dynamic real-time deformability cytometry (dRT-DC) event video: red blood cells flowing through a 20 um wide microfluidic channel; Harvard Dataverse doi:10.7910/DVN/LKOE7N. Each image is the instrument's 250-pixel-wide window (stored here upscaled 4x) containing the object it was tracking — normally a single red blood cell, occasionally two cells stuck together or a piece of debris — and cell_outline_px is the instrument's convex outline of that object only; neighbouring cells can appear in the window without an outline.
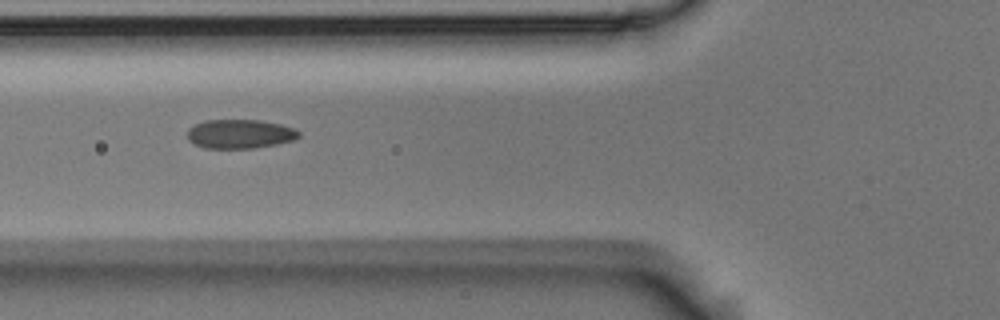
{"species": "Egyptian fruit bat (a non-hibernating species)", "species_latin": "Rousettus aegyptiacus", "temperature_condition": "room temperature", "stored_images_in_passage": 5, "camera_frame_rate_fps": 3000, "um_per_image_px": 0.085, "animal": {"sex": "male"}, "frame": {"image": 1, "passage_image": 2, "time_ms": 0.333, "image_size_px": [1000, 320], "cell_outline_px": [[300, 136], [292, 140], [276, 144], [252, 148], [204, 148], [188, 140], [188, 128], [204, 120], [260, 120], [280, 124], [292, 128], [300, 132]], "centroid_in_image_um": [20.37, 11.38], "position_along_channel_um": 105.4, "area_um2": 18.73}}
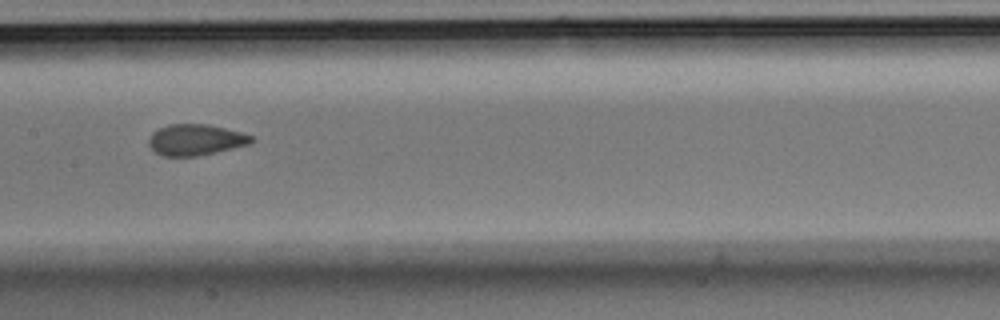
{"frame": {"image": 2, "passage_image": 4, "time_ms": 1.0, "image_size_px": [1000, 320], "cell_outline_px": [[256, 140], [252, 144], [216, 152], [196, 156], [164, 156], [156, 152], [148, 144], [148, 140], [152, 132], [168, 124], [208, 124], [240, 132], [252, 136]], "centroid_in_image_um": [16.65, 11.88], "position_along_channel_um": 190.7, "area_um2": 18.61}}
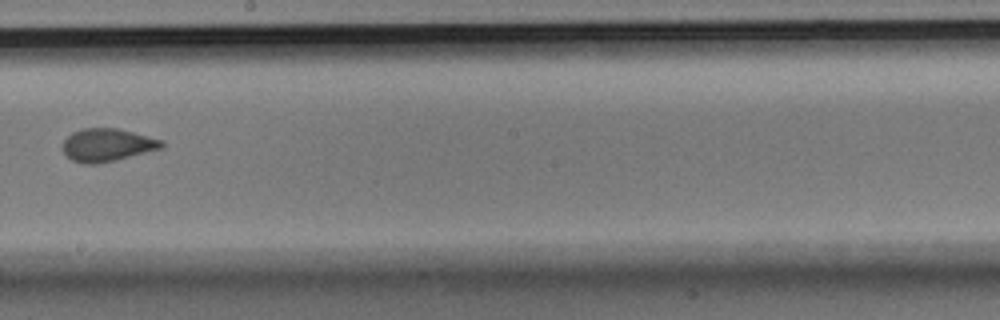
{"frame": {"image": 3, "passage_image": 5, "time_ms": 1.333, "image_size_px": [1000, 320], "cell_outline_px": [[164, 144], [160, 148], [116, 160], [96, 164], [84, 164], [72, 160], [64, 152], [64, 140], [72, 132], [84, 128], [120, 128], [164, 140]], "centroid_in_image_um": [9.13, 12.31], "position_along_channel_um": 239.1, "area_um2": 18.84}}